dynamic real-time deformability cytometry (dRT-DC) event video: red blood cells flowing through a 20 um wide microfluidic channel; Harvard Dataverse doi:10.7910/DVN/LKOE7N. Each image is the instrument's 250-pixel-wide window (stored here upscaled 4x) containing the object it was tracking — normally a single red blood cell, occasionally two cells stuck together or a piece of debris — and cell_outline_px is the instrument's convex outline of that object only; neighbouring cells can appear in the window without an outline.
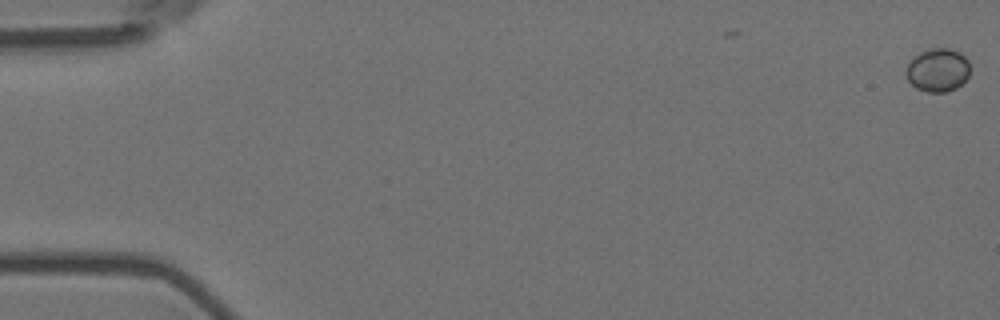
{"species": "Egyptian fruit bat (a non-hibernating species)", "species_latin": "Rousettus aegyptiacus", "temperature_condition": "room temperature", "stored_images_in_passage": 7, "camera_frame_rate_fps": 3000, "um_per_image_px": 0.085, "animal": {"sex": "female"}, "frame": {"image": 1, "passage_image": 1, "time_ms": 0.0, "image_size_px": [1000, 320], "cell_outline_px": [[968, 76], [956, 88], [944, 92], [928, 92], [916, 88], [908, 80], [904, 72], [908, 64], [920, 52], [932, 48], [948, 48], [960, 52], [968, 60]], "centroid_in_image_um": [79.69, 5.95], "position_along_channel_um": 5.3, "area_um2": 15.95}}
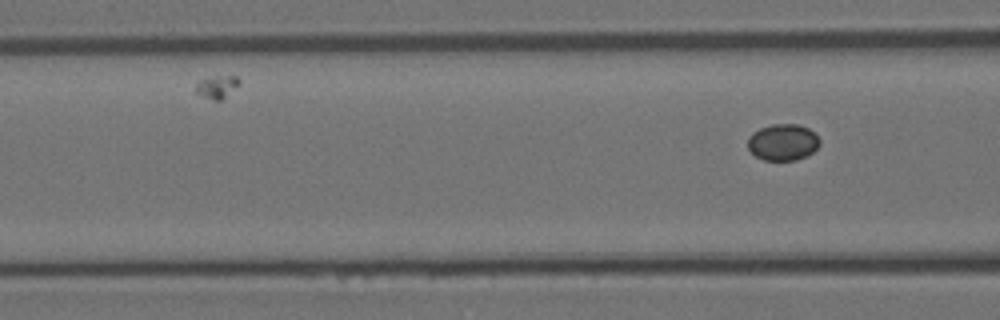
{"frame": {"image": 2, "passage_image": 7, "time_ms": 2.0, "image_size_px": [1000, 320], "cell_outline_px": [[820, 144], [808, 156], [796, 160], [764, 160], [756, 156], [748, 148], [748, 136], [752, 132], [760, 128], [772, 124], [796, 124], [808, 128], [816, 132], [820, 140]], "centroid_in_image_um": [66.56, 12.08], "position_along_channel_um": 100.0, "area_um2": 15.43}}